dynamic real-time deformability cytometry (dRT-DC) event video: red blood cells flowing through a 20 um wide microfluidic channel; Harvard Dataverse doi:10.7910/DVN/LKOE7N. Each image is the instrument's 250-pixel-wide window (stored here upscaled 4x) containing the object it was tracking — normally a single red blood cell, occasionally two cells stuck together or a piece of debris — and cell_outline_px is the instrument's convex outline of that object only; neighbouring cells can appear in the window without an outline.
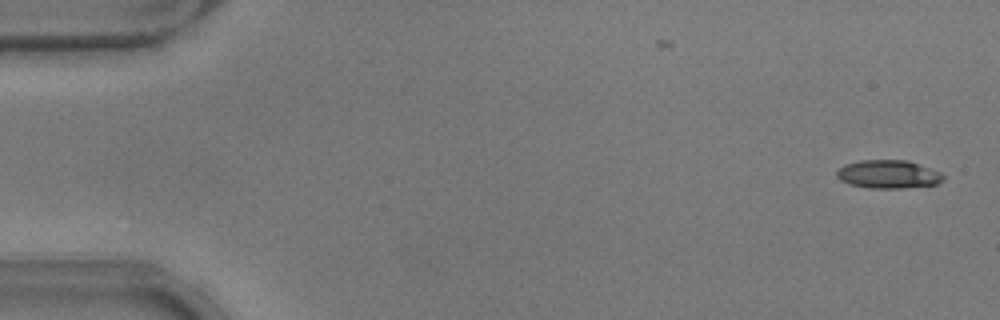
{"species": "common noctule bat (a hibernating species)", "species_latin": "Nyctalus noctula", "temperature_condition": "warm", "stored_images_in_passage": 52, "camera_frame_rate_fps": 3000, "um_per_image_px": 0.085, "animal": {"sex": "male", "body_mass_g": 17.9}, "frame": {"image": 1, "passage_image": 1, "time_ms": 0.0, "image_size_px": [1000, 320], "cell_outline_px": [[944, 180], [936, 184], [900, 188], [868, 188], [852, 184], [840, 180], [836, 176], [836, 172], [844, 164], [860, 160], [908, 160], [940, 172], [944, 176]], "centroid_in_image_um": [75.49, 14.8], "position_along_channel_um": 9.5, "area_um2": 17.46}}
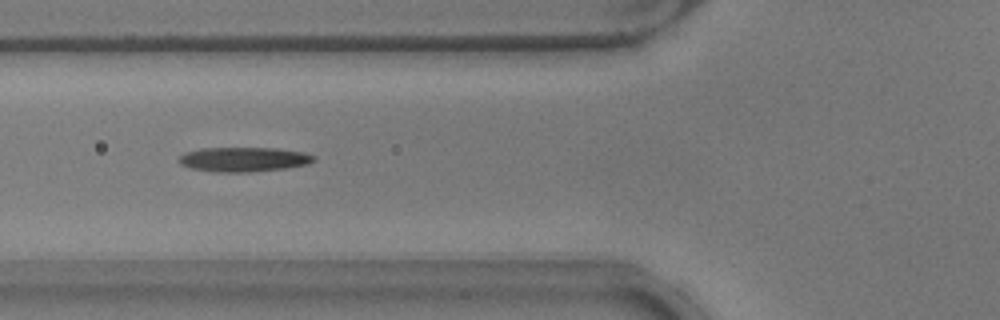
{"frame": {"image": 2, "passage_image": 19, "time_ms": 6.0, "image_size_px": [1000, 320], "cell_outline_px": [[316, 160], [308, 164], [284, 168], [248, 172], [212, 172], [192, 168], [180, 164], [176, 160], [184, 152], [200, 148], [276, 148], [304, 152], [316, 156]], "centroid_in_image_um": [20.69, 13.54], "position_along_channel_um": 105.1, "area_um2": 19.42}}
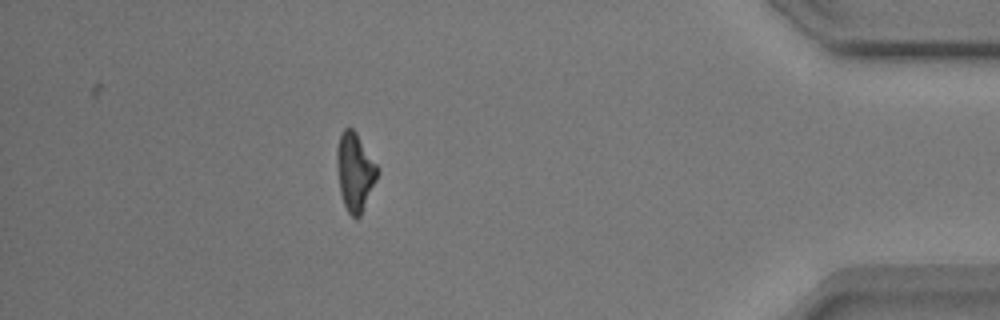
{"frame": {"image": 3, "passage_image": 46, "time_ms": 15.0, "image_size_px": [1000, 320], "cell_outline_px": [[376, 180], [360, 216], [356, 220], [348, 212], [344, 204], [340, 192], [336, 164], [336, 148], [340, 132], [344, 128], [352, 128], [356, 132], [376, 164]], "centroid_in_image_um": [30.12, 14.58], "position_along_channel_um": 405.1, "area_um2": 18.21}, "authors_computed_cell_mechanics": {"area_um2": 18.207, "velocity_mm_per_s": 3.839, "shape_relaxation_time_tau1_ms": 10.4335, "shape_relaxation_time_tau2_ms": 7.2369, "deformation_change_tau1": 0.3239, "deformation_change_tau2": 0.2209}}